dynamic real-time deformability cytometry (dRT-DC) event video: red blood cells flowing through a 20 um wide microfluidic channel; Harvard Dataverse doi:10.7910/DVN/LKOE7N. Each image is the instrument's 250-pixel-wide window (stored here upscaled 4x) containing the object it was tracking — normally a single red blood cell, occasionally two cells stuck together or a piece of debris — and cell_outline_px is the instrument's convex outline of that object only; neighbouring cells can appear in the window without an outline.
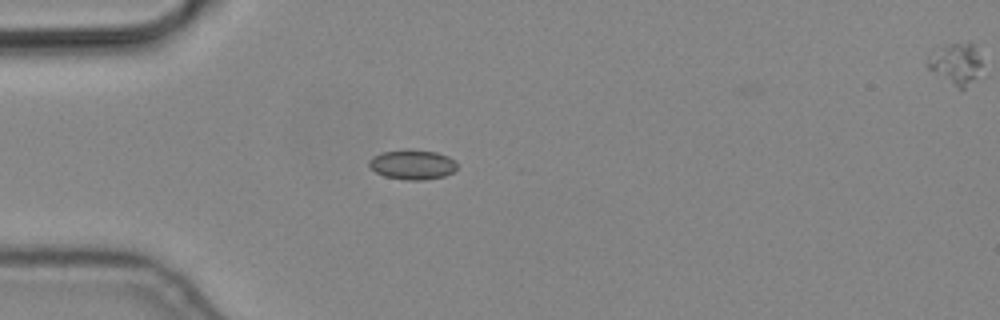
{"species": "common noctule bat (a hibernating species)", "species_latin": "Nyctalus noctula", "temperature_condition": "cold", "stored_images_in_passage": 2, "camera_frame_rate_fps": 3000, "um_per_image_px": 0.085, "animal": {"sex": "male", "body_mass_g": 19.2, "forearm_length_mm": 51.8}, "frame": {"image": 1, "passage_image": 1, "time_ms": 0.0, "image_size_px": [1000, 320], "cell_outline_px": [[456, 168], [452, 172], [444, 176], [424, 180], [408, 180], [384, 176], [376, 172], [368, 164], [368, 160], [372, 156], [384, 152], [408, 148], [436, 152], [448, 156], [456, 164]], "centroid_in_image_um": [35.03, 13.97], "position_along_channel_um": 50.0, "area_um2": 15.26}}